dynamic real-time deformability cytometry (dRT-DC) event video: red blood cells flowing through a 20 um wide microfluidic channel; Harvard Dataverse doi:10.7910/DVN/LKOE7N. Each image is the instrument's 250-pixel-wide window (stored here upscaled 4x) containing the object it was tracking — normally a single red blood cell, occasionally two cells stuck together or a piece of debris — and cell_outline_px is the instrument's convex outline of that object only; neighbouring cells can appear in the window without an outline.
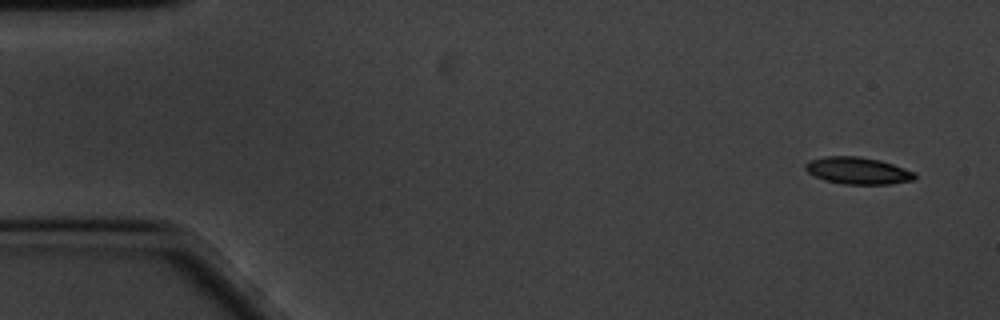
{"species": "common noctule bat (a hibernating species)", "species_latin": "Nyctalus noctula", "temperature_condition": "cold", "stored_images_in_passage": 57, "camera_frame_rate_fps": 3000, "um_per_image_px": 0.085, "animal": {"sex": "male", "body_mass_g": 20.1, "forearm_length_mm": 53.5}, "frame": {"image": 1, "passage_image": 1, "time_ms": 0.0, "image_size_px": [1000, 320], "cell_outline_px": [[916, 180], [892, 184], [844, 184], [824, 180], [808, 172], [804, 168], [804, 164], [808, 160], [824, 156], [860, 156], [880, 160], [916, 172]], "centroid_in_image_um": [72.92, 14.5], "position_along_channel_um": 12.1, "area_um2": 17.4}}
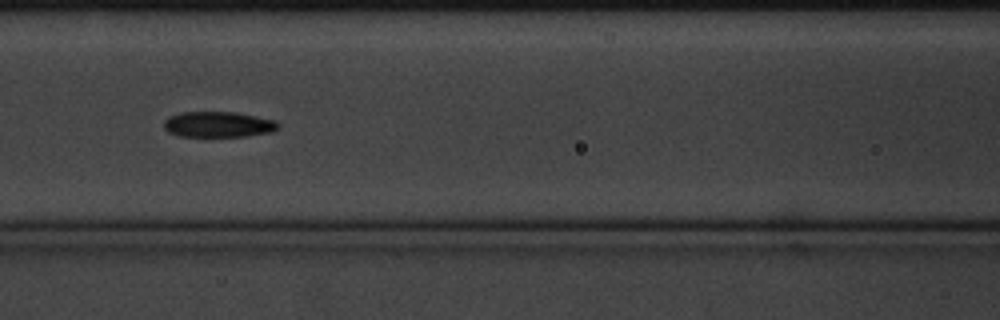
{"frame": {"image": 2, "passage_image": 23, "time_ms": 7.333, "image_size_px": [1000, 320], "cell_outline_px": [[280, 128], [272, 132], [244, 136], [180, 136], [168, 132], [164, 128], [164, 120], [168, 116], [180, 112], [232, 112], [276, 120], [280, 124]], "centroid_in_image_um": [18.55, 10.57], "position_along_channel_um": 148.1, "area_um2": 17.11}}
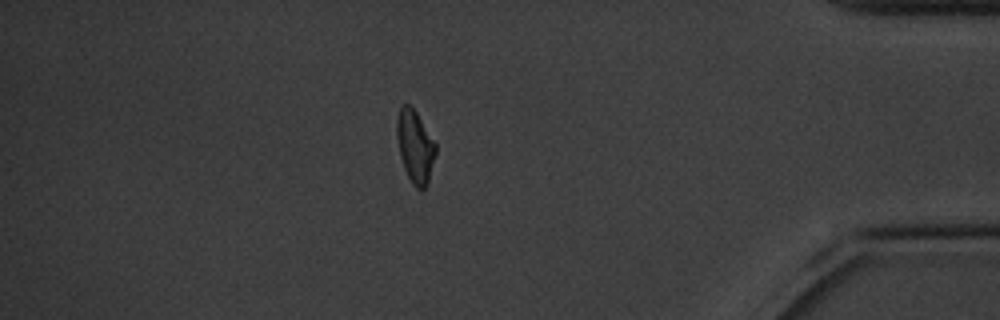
{"frame": {"image": 3, "passage_image": 49, "time_ms": 16.0, "image_size_px": [1000, 320], "cell_outline_px": [[436, 152], [428, 180], [424, 188], [420, 192], [412, 184], [404, 168], [400, 156], [396, 136], [396, 120], [400, 108], [404, 104], [408, 104], [416, 112], [436, 144]], "centroid_in_image_um": [35.26, 12.46], "position_along_channel_um": 399.9, "area_um2": 16.24}}